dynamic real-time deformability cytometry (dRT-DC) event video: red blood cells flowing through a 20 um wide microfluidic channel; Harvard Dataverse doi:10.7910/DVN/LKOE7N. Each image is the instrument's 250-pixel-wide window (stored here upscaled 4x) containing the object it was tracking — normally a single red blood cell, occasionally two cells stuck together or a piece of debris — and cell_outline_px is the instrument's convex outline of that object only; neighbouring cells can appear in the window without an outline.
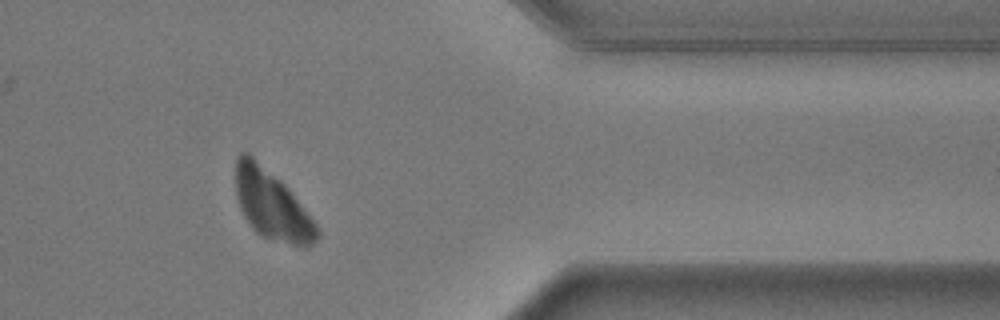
{"species": "common noctule bat (a hibernating species)", "species_latin": "Nyctalus noctula", "temperature_condition": "warm", "stored_images_in_passage": 43, "camera_frame_rate_fps": 3000, "um_per_image_px": 0.085, "animal": {"sex": "male", "body_mass_g": 17.9}, "frame": {"image": 1, "passage_image": 32, "time_ms": 10.333, "image_size_px": [1000, 320], "cell_outline_px": [[320, 236], [308, 248], [304, 248], [260, 236], [248, 224], [240, 208], [236, 196], [236, 156], [240, 152], [248, 152], [280, 180], [288, 188], [320, 228]], "centroid_in_image_um": [23.11, 17.44], "position_along_channel_um": 388.3, "area_um2": 33.0}}